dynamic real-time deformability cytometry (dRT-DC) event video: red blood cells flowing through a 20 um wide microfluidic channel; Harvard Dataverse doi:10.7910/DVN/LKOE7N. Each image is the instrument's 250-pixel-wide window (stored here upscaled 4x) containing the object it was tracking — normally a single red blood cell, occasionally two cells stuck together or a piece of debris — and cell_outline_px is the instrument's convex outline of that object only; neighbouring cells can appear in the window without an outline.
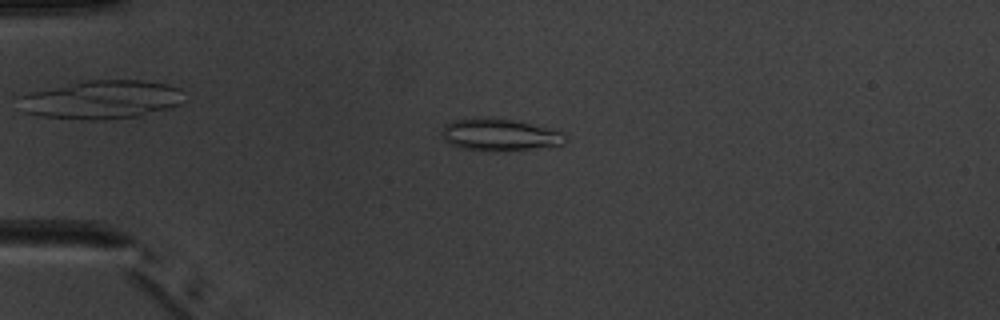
{"species": "common noctule bat (a hibernating species)", "species_latin": "Nyctalus noctula", "temperature_condition": "warm", "stored_images_in_passage": 5, "camera_frame_rate_fps": 3000, "um_per_image_px": 0.085, "animal": {"sex": "male", "body_mass_g": 20.1, "forearm_length_mm": 53.5}, "frame": {"image": 1, "passage_image": 1, "time_ms": 0.0, "image_size_px": [1000, 320], "cell_outline_px": [[568, 140], [564, 144], [532, 148], [488, 152], [460, 148], [444, 140], [440, 132], [444, 124], [452, 120], [476, 116], [516, 120], [564, 132], [568, 136]], "centroid_in_image_um": [42.43, 11.44], "position_along_channel_um": 42.6, "area_um2": 23.58}}
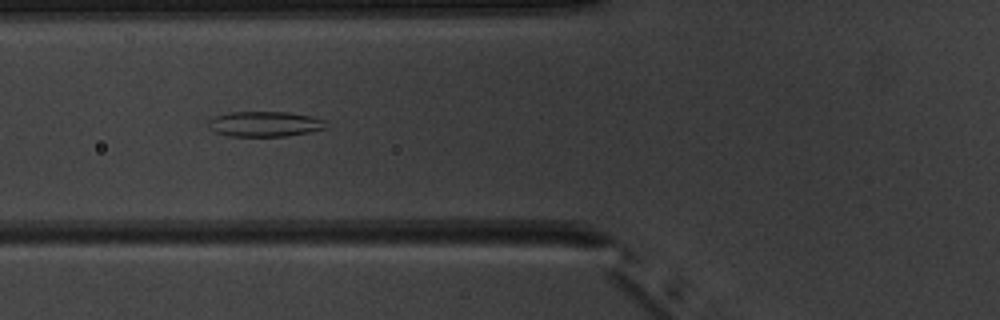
{"frame": {"image": 2, "passage_image": 3, "time_ms": 2.333, "image_size_px": [1000, 320], "cell_outline_px": [[328, 128], [312, 132], [288, 136], [228, 136], [216, 132], [208, 128], [208, 120], [216, 116], [228, 112], [288, 112], [312, 116], [328, 120]], "centroid_in_image_um": [22.58, 10.54], "position_along_channel_um": 103.2, "area_um2": 17.69}}
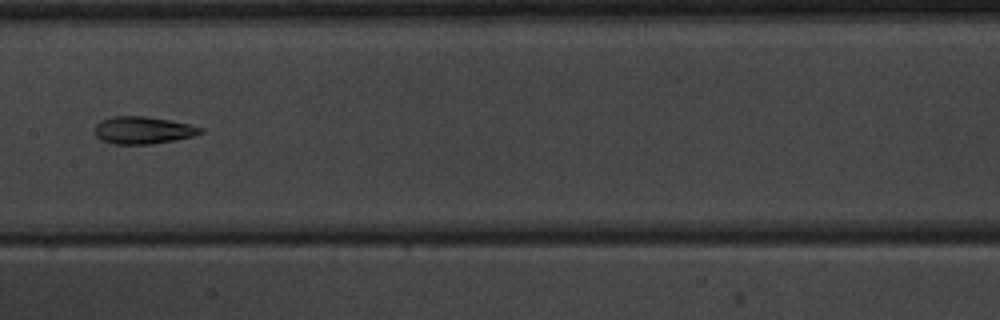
{"frame": {"image": 3, "passage_image": 5, "time_ms": 4.667, "image_size_px": [1000, 320], "cell_outline_px": [[204, 132], [196, 136], [152, 144], [112, 144], [100, 140], [96, 136], [96, 124], [100, 120], [112, 116], [144, 116], [168, 120], [188, 124], [204, 128]], "centroid_in_image_um": [12.16, 11.07], "position_along_channel_um": 195.2, "area_um2": 16.94}}